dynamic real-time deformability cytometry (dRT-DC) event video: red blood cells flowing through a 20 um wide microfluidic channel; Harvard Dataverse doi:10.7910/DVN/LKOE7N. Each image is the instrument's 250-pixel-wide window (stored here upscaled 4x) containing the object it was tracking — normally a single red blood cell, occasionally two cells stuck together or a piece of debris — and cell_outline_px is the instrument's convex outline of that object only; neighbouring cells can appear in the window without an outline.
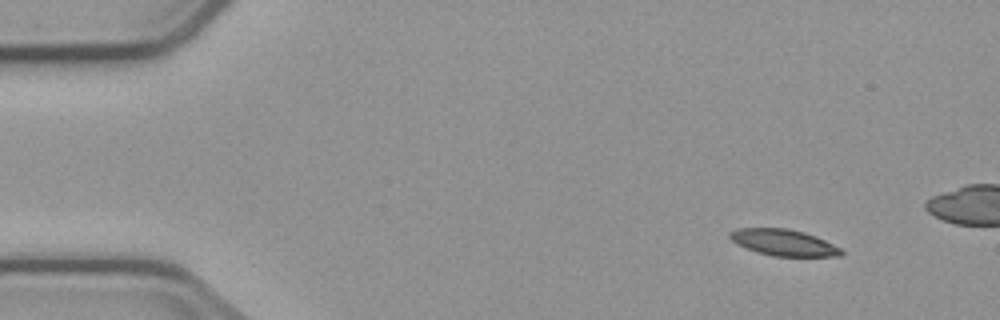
{"species": "common noctule bat (a hibernating species)", "species_latin": "Nyctalus noctula", "temperature_condition": "cold", "stored_images_in_passage": 4, "camera_frame_rate_fps": 3000, "um_per_image_px": 0.085, "animal": {"sex": "male", "body_mass_g": 23.1, "forearm_length_mm": 52.7}, "frame": {"image": 1, "passage_image": 1, "time_ms": 0.0, "image_size_px": [1000, 320], "cell_outline_px": [[844, 252], [840, 256], [772, 256], [748, 248], [732, 240], [728, 236], [728, 232], [736, 228], [788, 228], [804, 232], [816, 236], [840, 248]], "centroid_in_image_um": [66.61, 20.6], "position_along_channel_um": 18.4, "area_um2": 16.88}}